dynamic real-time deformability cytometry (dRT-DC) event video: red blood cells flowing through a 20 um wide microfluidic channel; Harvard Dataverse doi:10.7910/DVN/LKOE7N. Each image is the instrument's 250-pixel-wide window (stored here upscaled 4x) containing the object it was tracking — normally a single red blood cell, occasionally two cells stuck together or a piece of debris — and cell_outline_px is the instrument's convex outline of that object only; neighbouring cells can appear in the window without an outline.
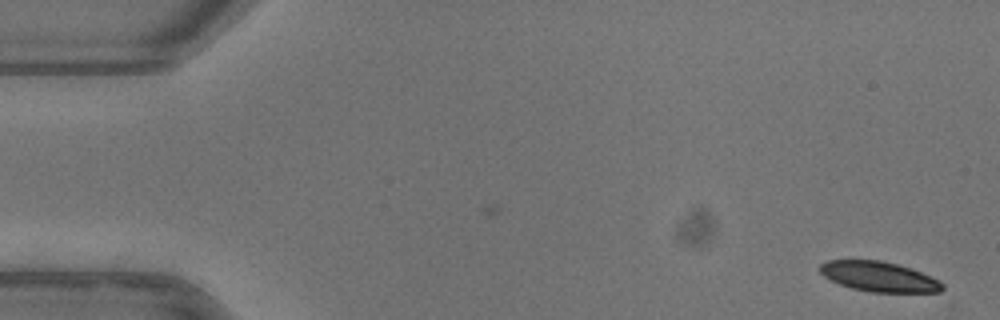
{"species": "common noctule bat (a hibernating species)", "species_latin": "Nyctalus noctula", "temperature_condition": "warm", "stored_images_in_passage": 52, "camera_frame_rate_fps": 3000, "um_per_image_px": 0.085, "animal": {"sex": "female"}, "frame": {"image": 1, "passage_image": 1, "time_ms": 0.0, "image_size_px": [1000, 320], "cell_outline_px": [[944, 288], [940, 292], [872, 292], [852, 288], [840, 284], [824, 276], [820, 272], [820, 264], [828, 260], [880, 260], [912, 268], [940, 280], [944, 284]], "centroid_in_image_um": [74.75, 23.51], "position_along_channel_um": 10.2, "area_um2": 21.39}}
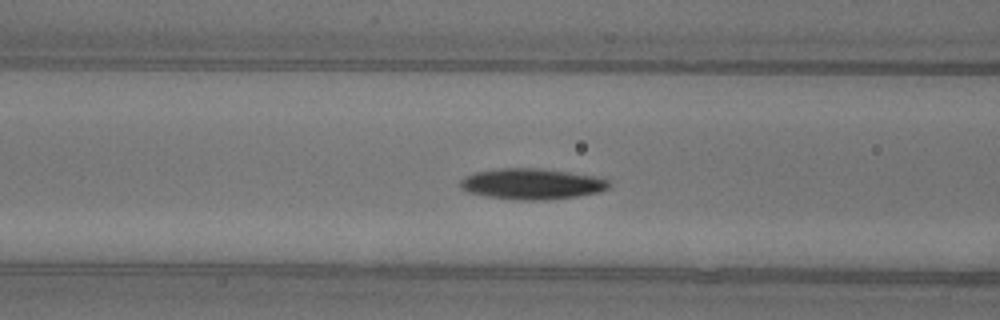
{"frame": {"image": 2, "passage_image": 20, "time_ms": 6.333, "image_size_px": [1000, 320], "cell_outline_px": [[612, 184], [608, 188], [600, 192], [576, 196], [544, 200], [520, 200], [484, 196], [468, 192], [460, 188], [460, 180], [464, 176], [476, 172], [500, 168], [540, 168], [568, 172], [592, 176], [608, 180]], "centroid_in_image_um": [45.18, 15.63], "position_along_channel_um": 121.4, "area_um2": 26.7}}
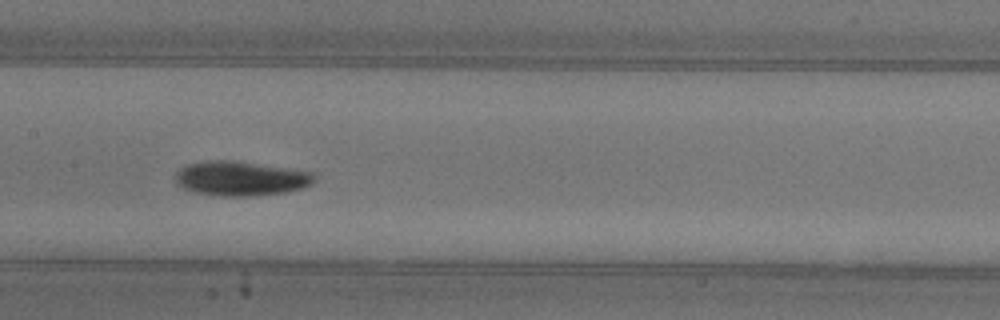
{"frame": {"image": 3, "passage_image": 25, "time_ms": 8.0, "image_size_px": [1000, 320], "cell_outline_px": [[316, 180], [312, 184], [300, 188], [284, 192], [256, 196], [220, 196], [196, 192], [184, 188], [176, 180], [176, 172], [180, 168], [188, 164], [212, 160], [232, 160], [312, 172], [316, 176]], "centroid_in_image_um": [20.48, 15.17], "position_along_channel_um": 186.9, "area_um2": 27.63}, "authors_computed_cell_mechanics": {"area_um2": 24.854, "velocity_mm_per_s": 3.9244, "shape_relaxation_time_tau1_ms": 2.891, "shape_relaxation_time_tau2_ms": null, "deformation_change_tau1": 0.1508, "deformation_change_tau2": null}}